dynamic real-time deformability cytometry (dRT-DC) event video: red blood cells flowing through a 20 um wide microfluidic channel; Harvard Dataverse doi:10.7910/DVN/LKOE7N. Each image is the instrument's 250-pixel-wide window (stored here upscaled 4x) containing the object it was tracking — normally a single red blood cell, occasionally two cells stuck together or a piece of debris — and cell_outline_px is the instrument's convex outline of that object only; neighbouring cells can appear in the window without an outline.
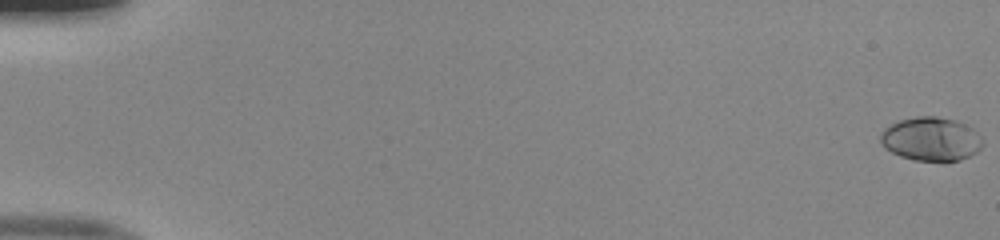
{"species": "human", "species_latin": "Homo sapiens", "temperature_condition": "room temperature", "stored_images_in_passage": 53, "camera_frame_rate_fps": 3000, "um_per_image_px": 0.085, "donor": {"sex": "male"}, "frame": {"image": 1, "passage_image": 1, "time_ms": 0.0, "image_size_px": [1000, 240], "cell_outline_px": [[984, 144], [976, 152], [960, 160], [916, 160], [900, 156], [884, 148], [880, 140], [880, 132], [884, 128], [900, 120], [916, 116], [936, 116], [956, 120], [972, 128], [984, 140]], "centroid_in_image_um": [79.13, 11.8], "position_along_channel_um": 5.9, "area_um2": 25.95}}
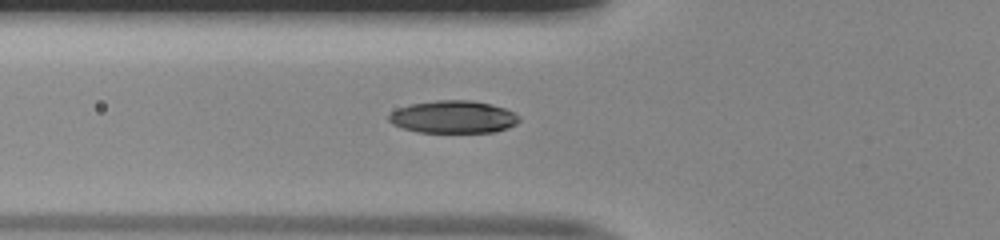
{"frame": {"image": 2, "passage_image": 21, "time_ms": 6.667, "image_size_px": [1000, 240], "cell_outline_px": [[520, 120], [516, 124], [508, 128], [496, 132], [416, 132], [392, 124], [388, 120], [388, 116], [396, 108], [408, 104], [436, 100], [472, 100], [492, 104], [504, 108], [520, 116]], "centroid_in_image_um": [38.52, 9.93], "position_along_channel_um": 87.3, "area_um2": 24.91}}
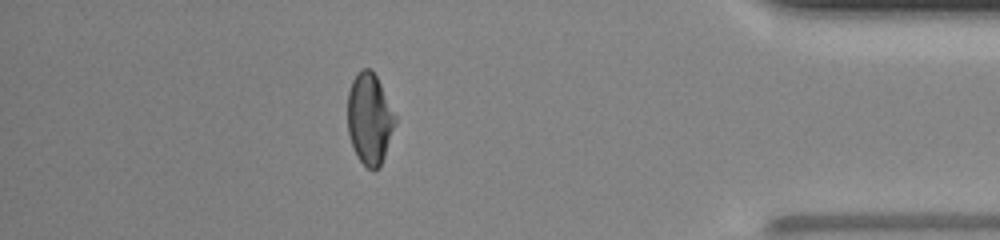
{"frame": {"image": 3, "passage_image": 47, "time_ms": 15.333, "image_size_px": [1000, 240], "cell_outline_px": [[396, 124], [380, 168], [368, 168], [356, 156], [348, 132], [348, 92], [352, 80], [364, 68], [368, 68], [376, 76], [396, 116]], "centroid_in_image_um": [31.42, 10.12], "position_along_channel_um": 403.8, "area_um2": 24.91}, "authors_computed_cell_mechanics": {"area_um2": 24.9696, "velocity_mm_per_s": 4.0457, "shape_relaxation_time_tau1_ms": 3.3219, "shape_relaxation_time_tau2_ms": 2.7554, "deformation_change_tau1": 0.164, "deformation_change_tau2": 0.0351}}